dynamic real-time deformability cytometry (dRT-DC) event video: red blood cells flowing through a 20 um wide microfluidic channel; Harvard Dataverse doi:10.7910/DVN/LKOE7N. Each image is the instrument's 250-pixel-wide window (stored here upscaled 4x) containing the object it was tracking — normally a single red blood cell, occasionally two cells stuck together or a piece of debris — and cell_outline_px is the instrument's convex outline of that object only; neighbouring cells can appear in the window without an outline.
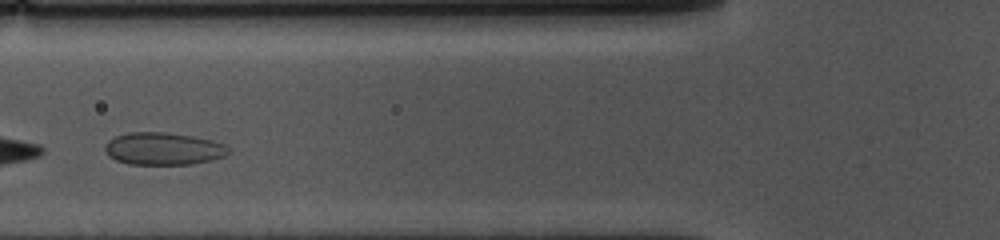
{"species": "common noctule bat (a hibernating species)", "species_latin": "Nyctalus noctula", "temperature_condition": "cold", "stored_images_in_passage": 36, "camera_frame_rate_fps": 3000, "um_per_image_px": 0.085, "animal": {"sex": "female", "body_mass_g": 10.0, "forearm_length_mm": 53.1}, "frame": {"image": 1, "passage_image": 12, "time_ms": 3.667, "image_size_px": [1000, 240], "cell_outline_px": [[228, 152], [224, 156], [192, 164], [128, 164], [116, 160], [108, 156], [104, 148], [108, 140], [116, 136], [128, 132], [164, 132], [192, 136], [212, 140], [228, 148]], "centroid_in_image_um": [13.81, 12.64], "position_along_channel_um": 112.0, "area_um2": 23.06}}
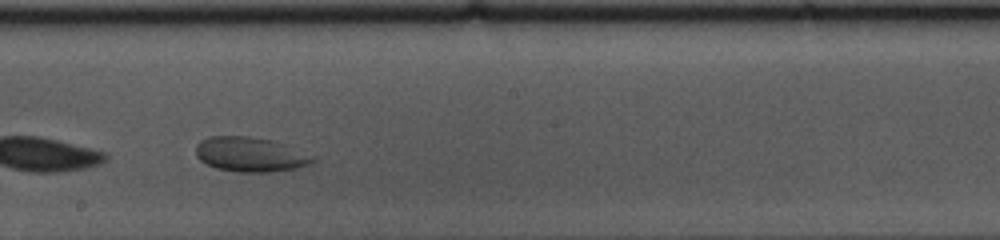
{"frame": {"image": 2, "passage_image": 22, "time_ms": 7.0, "image_size_px": [1000, 240], "cell_outline_px": [[316, 160], [308, 164], [296, 168], [276, 172], [236, 172], [216, 168], [200, 160], [196, 156], [196, 148], [200, 140], [208, 136], [252, 136], [272, 140], [284, 144], [316, 156]], "centroid_in_image_um": [21.29, 13.13], "position_along_channel_um": 226.9, "area_um2": 23.81}}
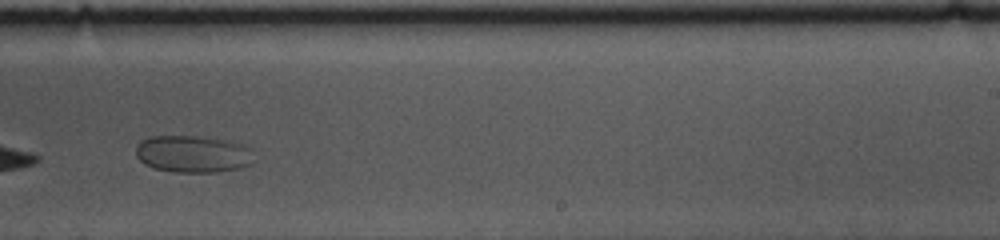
{"frame": {"image": 3, "passage_image": 26, "time_ms": 8.333, "image_size_px": [1000, 240], "cell_outline_px": [[252, 164], [236, 168], [216, 172], [172, 172], [156, 168], [140, 160], [136, 156], [136, 148], [148, 136], [196, 136], [228, 140], [240, 144], [248, 148]], "centroid_in_image_um": [16.36, 13.08], "position_along_channel_um": 272.6, "area_um2": 24.97}}